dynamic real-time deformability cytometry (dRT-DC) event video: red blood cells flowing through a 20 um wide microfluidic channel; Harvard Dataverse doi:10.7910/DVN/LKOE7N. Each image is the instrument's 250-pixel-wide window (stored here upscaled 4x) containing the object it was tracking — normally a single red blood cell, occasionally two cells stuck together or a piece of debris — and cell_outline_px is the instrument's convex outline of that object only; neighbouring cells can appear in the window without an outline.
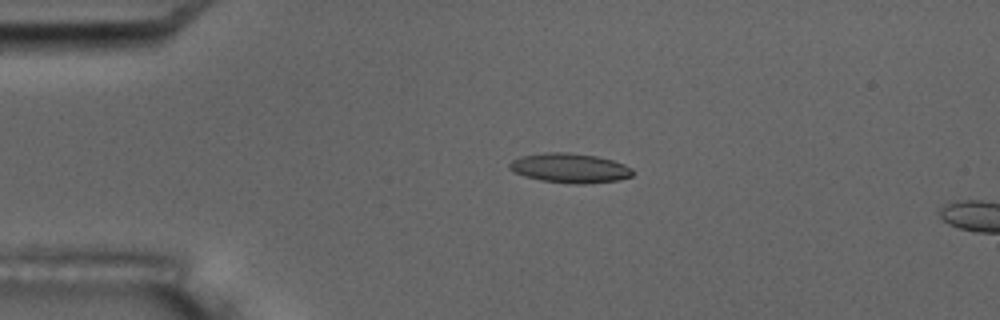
{"species": "common noctule bat (a hibernating species)", "species_latin": "Nyctalus noctula", "temperature_condition": "room temperature", "stored_images_in_passage": 5, "camera_frame_rate_fps": 3000, "um_per_image_px": 0.085, "animal": {"sex": "male", "body_mass_g": 17.5, "forearm_length_mm": 52.3}, "frame": {"image": 1, "passage_image": 4, "time_ms": 3.333, "image_size_px": [1000, 320], "cell_outline_px": [[632, 176], [616, 180], [584, 184], [576, 184], [540, 180], [524, 176], [512, 172], [508, 168], [508, 164], [512, 160], [520, 156], [544, 152], [568, 152], [596, 156], [612, 160], [624, 164], [632, 168]], "centroid_in_image_um": [48.38, 14.28], "position_along_channel_um": 36.6, "area_um2": 21.27}}